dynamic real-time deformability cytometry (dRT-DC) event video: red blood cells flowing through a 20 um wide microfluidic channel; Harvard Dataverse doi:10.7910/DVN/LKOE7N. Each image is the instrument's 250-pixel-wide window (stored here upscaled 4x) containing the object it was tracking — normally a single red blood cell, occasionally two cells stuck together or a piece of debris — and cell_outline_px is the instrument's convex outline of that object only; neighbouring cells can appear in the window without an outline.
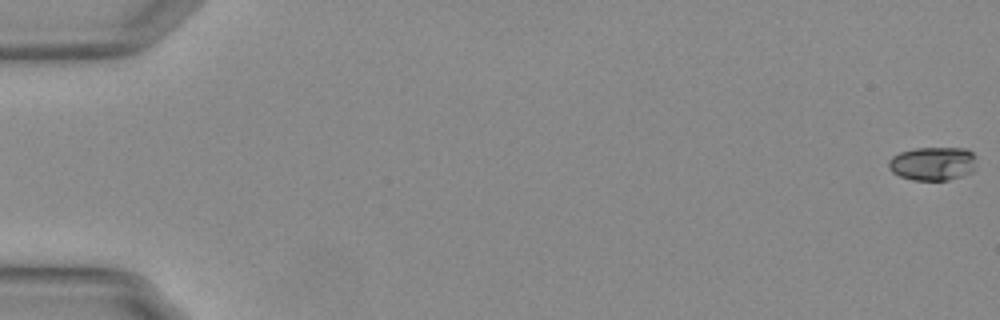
{"species": "Egyptian fruit bat (a non-hibernating species)", "species_latin": "Rousettus aegyptiacus", "temperature_condition": "warm", "stored_images_in_passage": 56, "camera_frame_rate_fps": 3000, "um_per_image_px": 0.085, "animal": {"sex": "female"}, "frame": {"image": 1, "passage_image": 1, "time_ms": 0.0, "image_size_px": [1000, 320], "cell_outline_px": [[976, 168], [972, 172], [948, 180], [912, 180], [900, 176], [892, 172], [888, 168], [888, 160], [892, 156], [900, 152], [916, 148], [968, 148], [976, 156]], "centroid_in_image_um": [79.3, 13.9], "position_along_channel_um": 5.7, "area_um2": 17.46}}
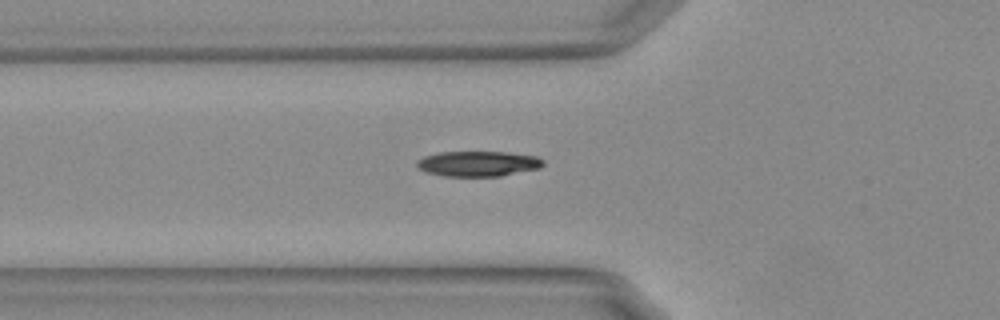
{"frame": {"image": 2, "passage_image": 21, "time_ms": 6.667, "image_size_px": [1000, 320], "cell_outline_px": [[544, 164], [540, 168], [500, 176], [444, 176], [428, 172], [420, 168], [416, 164], [416, 160], [424, 156], [440, 152], [508, 152], [536, 156], [544, 160]], "centroid_in_image_um": [40.66, 13.91], "position_along_channel_um": 85.1, "area_um2": 18.55}}
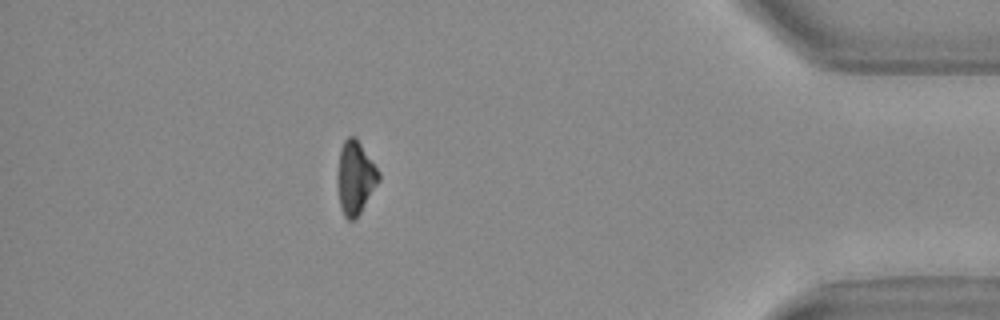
{"frame": {"image": 3, "passage_image": 50, "time_ms": 16.333, "image_size_px": [1000, 320], "cell_outline_px": [[380, 180], [360, 212], [352, 220], [348, 220], [344, 216], [340, 208], [336, 184], [336, 172], [340, 148], [344, 140], [348, 136], [356, 136], [380, 172]], "centroid_in_image_um": [30.17, 15.07], "position_along_channel_um": 405.0, "area_um2": 17.92}, "authors_computed_cell_mechanics": {"area_um2": 17.9469, "velocity_mm_per_s": 3.7559, "shape_relaxation_time_tau1_ms": 3.1118, "shape_relaxation_time_tau2_ms": null, "deformation_change_tau1": 0.1359, "deformation_change_tau2": null}}